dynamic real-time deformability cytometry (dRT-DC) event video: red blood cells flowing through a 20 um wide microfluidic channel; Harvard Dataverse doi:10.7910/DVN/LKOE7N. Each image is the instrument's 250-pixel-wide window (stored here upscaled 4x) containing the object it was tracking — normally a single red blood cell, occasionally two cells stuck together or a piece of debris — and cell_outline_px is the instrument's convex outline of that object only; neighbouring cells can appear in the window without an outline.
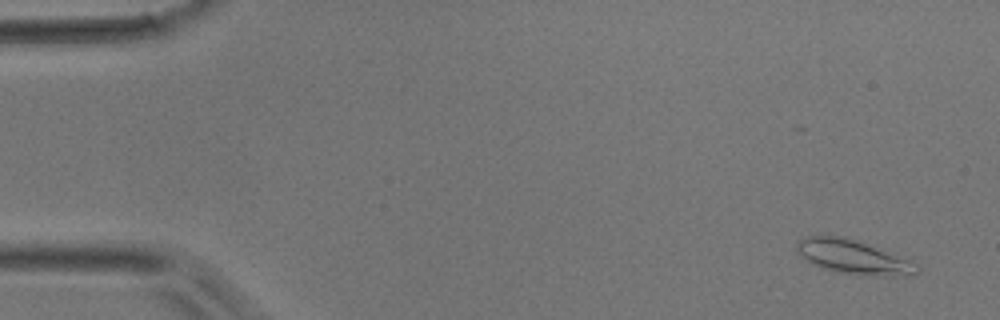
{"species": "common noctule bat (a hibernating species)", "species_latin": "Nyctalus noctula", "temperature_condition": "room temperature", "stored_images_in_passage": 32, "camera_frame_rate_fps": 3000, "um_per_image_px": 0.085, "animal": {"sex": "male", "body_mass_g": 17.9}, "frame": {"image": 1, "passage_image": 3, "time_ms": 0.667, "image_size_px": [1000, 320], "cell_outline_px": [[920, 272], [916, 276], [856, 276], [836, 272], [820, 268], [812, 264], [800, 256], [796, 248], [796, 240], [808, 236], [844, 236], [860, 240], [920, 264]], "centroid_in_image_um": [72.58, 21.87], "position_along_channel_um": 12.4, "area_um2": 24.8}}
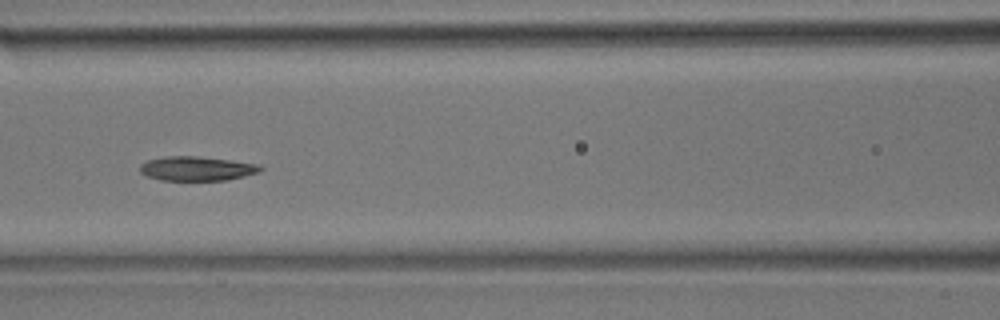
{"frame": {"image": 2, "passage_image": 21, "time_ms": 6.667, "image_size_px": [1000, 320], "cell_outline_px": [[264, 168], [260, 172], [228, 180], [160, 180], [148, 176], [140, 172], [140, 164], [148, 160], [164, 156], [196, 156], [232, 160], [260, 164]], "centroid_in_image_um": [16.76, 14.32], "position_along_channel_um": 149.8, "area_um2": 17.17}}
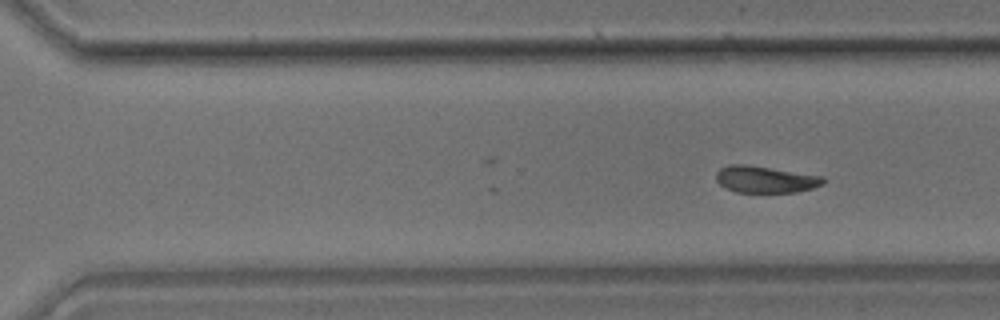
{"frame": {"image": 3, "passage_image": 32, "time_ms": 10.333, "image_size_px": [1000, 320], "cell_outline_px": [[824, 184], [812, 188], [796, 192], [736, 192], [720, 184], [716, 180], [716, 172], [720, 168], [728, 164], [748, 164], [824, 176]], "centroid_in_image_um": [65.05, 15.23], "position_along_channel_um": 305.5, "area_um2": 16.76}}